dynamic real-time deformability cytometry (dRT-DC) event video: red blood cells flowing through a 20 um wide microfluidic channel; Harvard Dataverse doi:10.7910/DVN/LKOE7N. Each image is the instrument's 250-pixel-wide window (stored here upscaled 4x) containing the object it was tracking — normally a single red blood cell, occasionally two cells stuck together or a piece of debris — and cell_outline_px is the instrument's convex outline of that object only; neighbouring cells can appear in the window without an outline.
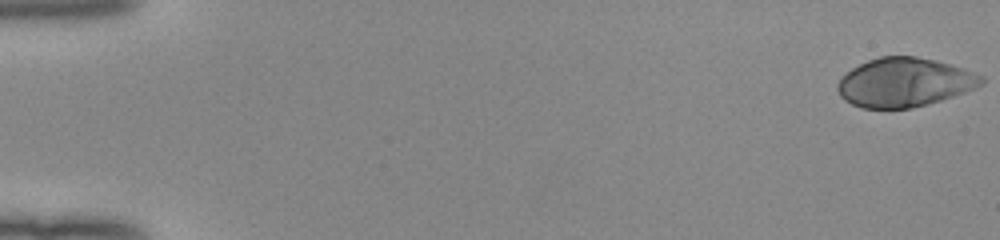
{"species": "human", "species_latin": "Homo sapiens", "temperature_condition": "room temperature", "stored_images_in_passage": 52, "camera_frame_rate_fps": 3000, "um_per_image_px": 0.085, "donor": {"sex": "female"}, "frame": {"image": 1, "passage_image": 1, "time_ms": 0.0, "image_size_px": [1000, 240], "cell_outline_px": [[984, 84], [976, 88], [940, 100], [912, 108], [860, 108], [844, 100], [840, 96], [836, 88], [836, 84], [840, 76], [852, 68], [868, 60], [880, 56], [916, 56], [964, 68], [984, 76]], "centroid_in_image_um": [76.84, 7.0], "position_along_channel_um": 8.2, "area_um2": 41.1}}
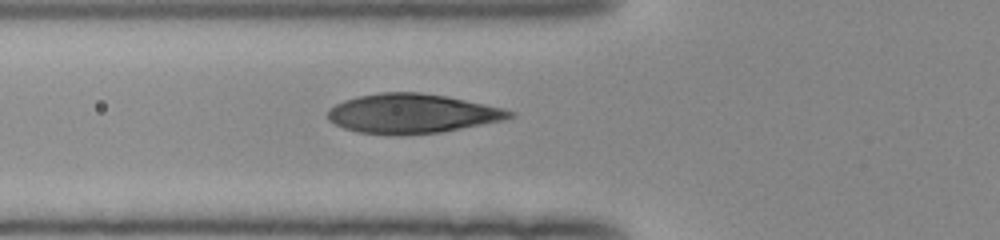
{"frame": {"image": 2, "passage_image": 20, "time_ms": 6.333, "image_size_px": [1000, 240], "cell_outline_px": [[516, 116], [500, 120], [440, 132], [392, 136], [356, 132], [344, 128], [328, 120], [328, 108], [344, 100], [356, 96], [380, 92], [420, 92], [444, 96], [504, 108], [516, 112]], "centroid_in_image_um": [34.97, 9.65], "position_along_channel_um": 90.8, "area_um2": 41.73}}
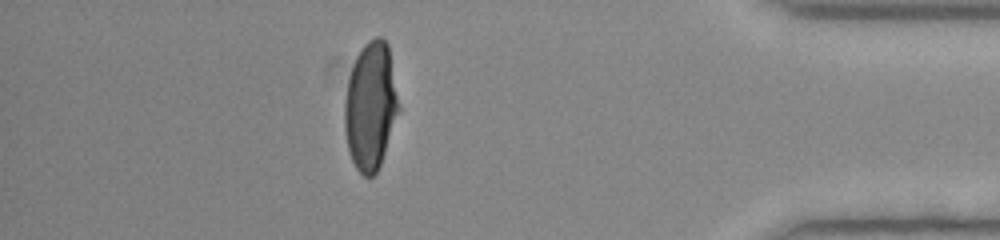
{"frame": {"image": 3, "passage_image": 46, "time_ms": 15.0, "image_size_px": [1000, 240], "cell_outline_px": [[400, 112], [380, 164], [376, 172], [368, 180], [356, 168], [352, 160], [348, 148], [344, 128], [344, 100], [348, 80], [352, 64], [356, 56], [364, 44], [368, 40], [376, 36], [380, 36], [388, 44], [400, 104]], "centroid_in_image_um": [31.51, 9.0], "position_along_channel_um": 403.7, "area_um2": 40.75}, "authors_computed_cell_mechanics": {"area_um2": 41.616, "velocity_mm_per_s": 4.0326, "shape_relaxation_time_tau1_ms": 4.3777, "shape_relaxation_time_tau2_ms": null, "deformation_change_tau1": 0.2254, "deformation_change_tau2": null}}